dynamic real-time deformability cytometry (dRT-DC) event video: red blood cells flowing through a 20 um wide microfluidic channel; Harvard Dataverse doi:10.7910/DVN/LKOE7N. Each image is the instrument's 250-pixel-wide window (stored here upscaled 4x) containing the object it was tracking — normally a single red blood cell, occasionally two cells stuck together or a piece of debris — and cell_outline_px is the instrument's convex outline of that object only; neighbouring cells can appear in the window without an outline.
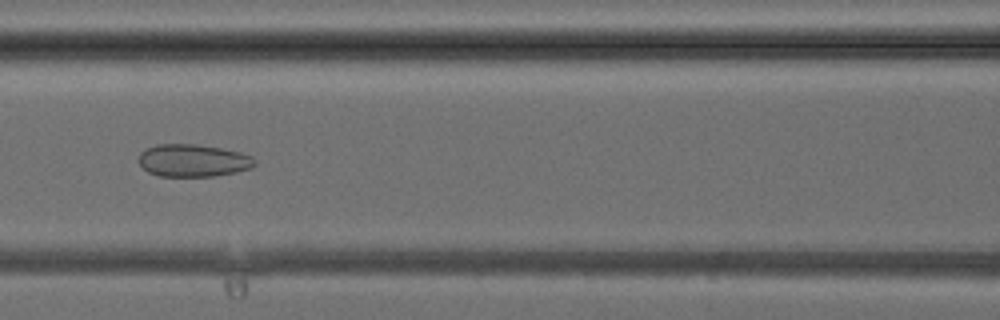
{"species": "common noctule bat (a hibernating species)", "species_latin": "Nyctalus noctula", "temperature_condition": "cold", "stored_images_in_passage": 42, "camera_frame_rate_fps": 3000, "um_per_image_px": 0.085, "animal": {"sex": "female", "body_mass_g": 24.6, "forearm_length_mm": 56.2}, "frame": {"image": 1, "passage_image": 19, "time_ms": 6.0, "image_size_px": [1000, 320], "cell_outline_px": [[256, 164], [252, 168], [236, 172], [212, 176], [160, 176], [148, 172], [136, 160], [140, 152], [156, 144], [196, 144], [220, 148], [240, 152], [252, 156], [256, 160]], "centroid_in_image_um": [16.41, 13.64], "position_along_channel_um": 150.2, "area_um2": 22.08}}
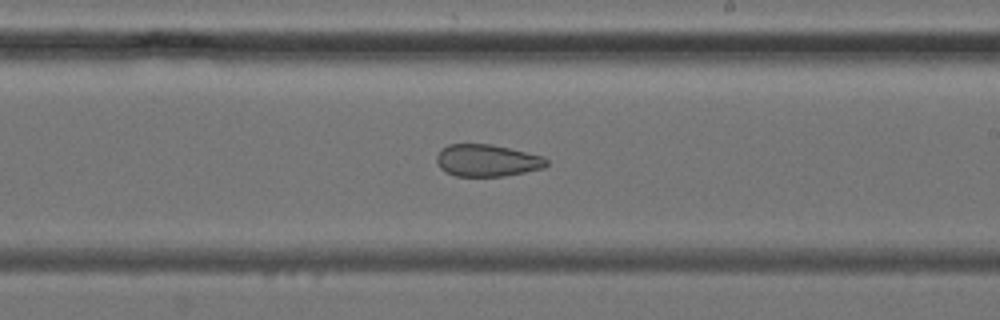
{"frame": {"image": 2, "passage_image": 25, "time_ms": 8.0, "image_size_px": [1000, 320], "cell_outline_px": [[548, 164], [544, 168], [504, 176], [456, 176], [440, 168], [436, 160], [436, 156], [440, 148], [448, 144], [492, 144], [544, 156], [548, 160]], "centroid_in_image_um": [41.4, 13.63], "position_along_channel_um": 247.6, "area_um2": 20.63}}
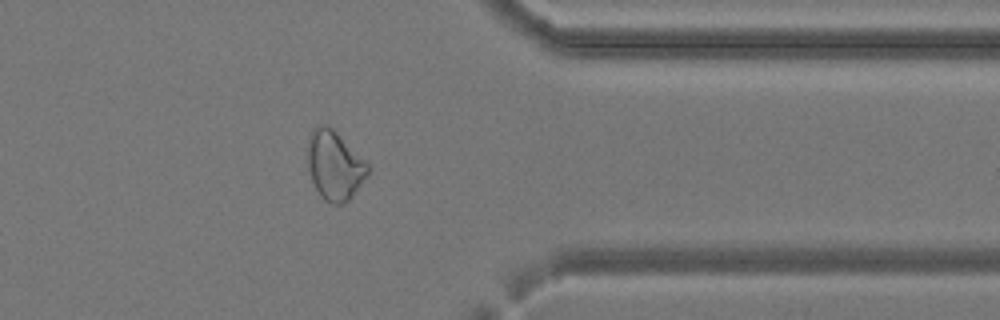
{"frame": {"image": 3, "passage_image": 34, "time_ms": 11.0, "image_size_px": [1000, 320], "cell_outline_px": [[368, 176], [348, 200], [344, 204], [332, 204], [324, 200], [320, 196], [312, 180], [308, 168], [308, 136], [312, 128], [320, 124], [328, 124], [368, 164]], "centroid_in_image_um": [28.41, 14.06], "position_along_channel_um": 383.0, "area_um2": 24.1}}